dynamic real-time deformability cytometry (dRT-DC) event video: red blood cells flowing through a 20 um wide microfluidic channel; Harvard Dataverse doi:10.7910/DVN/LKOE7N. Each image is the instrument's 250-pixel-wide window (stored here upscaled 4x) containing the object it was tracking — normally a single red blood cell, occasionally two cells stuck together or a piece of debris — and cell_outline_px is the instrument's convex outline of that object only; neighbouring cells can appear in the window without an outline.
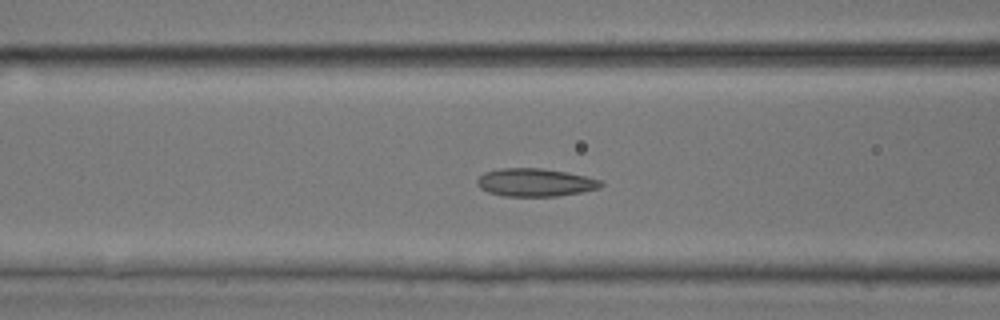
{"species": "common noctule bat (a hibernating species)", "species_latin": "Nyctalus noctula", "temperature_condition": "room temperature", "stored_images_in_passage": 50, "camera_frame_rate_fps": 3000, "um_per_image_px": 0.085, "animal": {"sex": "male", "body_mass_g": 17.9, "forearm_length_mm": 54.2}, "frame": {"image": 1, "passage_image": 20, "time_ms": 6.333, "image_size_px": [1000, 320], "cell_outline_px": [[604, 184], [600, 188], [584, 192], [556, 196], [504, 196], [488, 192], [480, 188], [476, 184], [476, 180], [484, 172], [500, 168], [544, 168], [568, 172], [600, 180]], "centroid_in_image_um": [45.49, 15.5], "position_along_channel_um": 121.1, "area_um2": 20.35}}
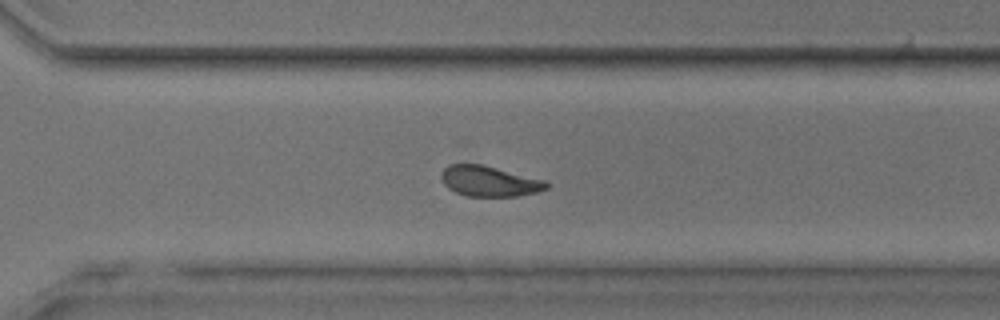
{"frame": {"image": 2, "passage_image": 35, "time_ms": 11.333, "image_size_px": [1000, 320], "cell_outline_px": [[548, 188], [536, 192], [516, 196], [464, 196], [448, 188], [440, 180], [440, 172], [448, 164], [480, 164], [544, 180], [548, 184]], "centroid_in_image_um": [41.52, 15.4], "position_along_channel_um": 329.1, "area_um2": 18.55}}
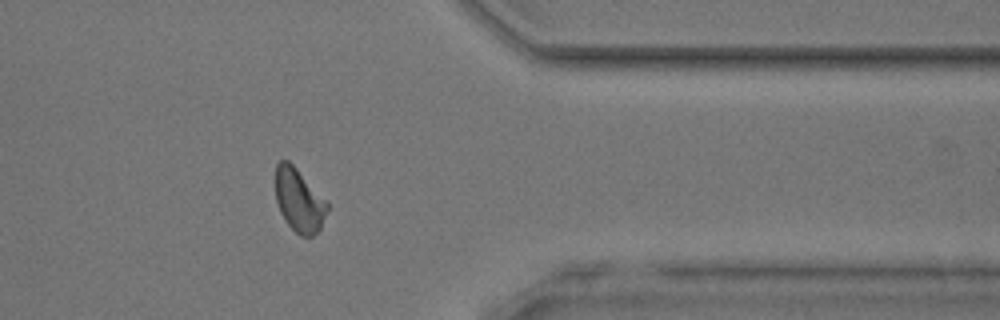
{"frame": {"image": 3, "passage_image": 40, "time_ms": 13.0, "image_size_px": [1000, 320], "cell_outline_px": [[328, 208], [320, 228], [312, 236], [300, 236], [288, 224], [280, 212], [276, 200], [276, 164], [280, 160], [288, 160], [296, 168], [328, 204]], "centroid_in_image_um": [25.39, 17.03], "position_along_channel_um": 386.0, "area_um2": 18.55}, "authors_computed_cell_mechanics": {"area_um2": 19.6231, "velocity_mm_per_s": 4.165, "shape_relaxation_time_tau1_ms": null, "shape_relaxation_time_tau2_ms": 1.6421, "deformation_change_tau1": null, "deformation_change_tau2": 0.0662}}